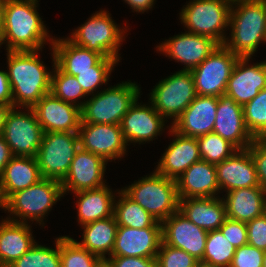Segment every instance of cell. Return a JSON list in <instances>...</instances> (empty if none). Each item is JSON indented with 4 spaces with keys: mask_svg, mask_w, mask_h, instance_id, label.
<instances>
[{
    "mask_svg": "<svg viewBox=\"0 0 266 267\" xmlns=\"http://www.w3.org/2000/svg\"><path fill=\"white\" fill-rule=\"evenodd\" d=\"M38 2L5 0L1 45L6 42L7 51H40L48 40L54 41L37 11Z\"/></svg>",
    "mask_w": 266,
    "mask_h": 267,
    "instance_id": "6da1fadb",
    "label": "cell"
},
{
    "mask_svg": "<svg viewBox=\"0 0 266 267\" xmlns=\"http://www.w3.org/2000/svg\"><path fill=\"white\" fill-rule=\"evenodd\" d=\"M38 50L7 51L8 78L13 106L32 108L50 92L51 73L38 56Z\"/></svg>",
    "mask_w": 266,
    "mask_h": 267,
    "instance_id": "7a4b0ae2",
    "label": "cell"
},
{
    "mask_svg": "<svg viewBox=\"0 0 266 267\" xmlns=\"http://www.w3.org/2000/svg\"><path fill=\"white\" fill-rule=\"evenodd\" d=\"M228 26L231 38L223 45L239 57H252L266 42V0L232 2Z\"/></svg>",
    "mask_w": 266,
    "mask_h": 267,
    "instance_id": "3957f363",
    "label": "cell"
},
{
    "mask_svg": "<svg viewBox=\"0 0 266 267\" xmlns=\"http://www.w3.org/2000/svg\"><path fill=\"white\" fill-rule=\"evenodd\" d=\"M63 196L60 181L43 178L38 183L11 194L4 201V211L10 213L6 219L22 223H27L29 219L43 226L44 217Z\"/></svg>",
    "mask_w": 266,
    "mask_h": 267,
    "instance_id": "277c9868",
    "label": "cell"
},
{
    "mask_svg": "<svg viewBox=\"0 0 266 267\" xmlns=\"http://www.w3.org/2000/svg\"><path fill=\"white\" fill-rule=\"evenodd\" d=\"M121 190L159 222L179 210L176 180L167 178L156 170L152 175H146Z\"/></svg>",
    "mask_w": 266,
    "mask_h": 267,
    "instance_id": "5b68a950",
    "label": "cell"
},
{
    "mask_svg": "<svg viewBox=\"0 0 266 267\" xmlns=\"http://www.w3.org/2000/svg\"><path fill=\"white\" fill-rule=\"evenodd\" d=\"M140 93V87L131 81L97 91L81 108V123L121 124Z\"/></svg>",
    "mask_w": 266,
    "mask_h": 267,
    "instance_id": "8992f818",
    "label": "cell"
},
{
    "mask_svg": "<svg viewBox=\"0 0 266 267\" xmlns=\"http://www.w3.org/2000/svg\"><path fill=\"white\" fill-rule=\"evenodd\" d=\"M105 10L97 11L80 27H77L68 38L77 46L96 51L106 58H114L118 62V51L122 45L127 29H121ZM126 31V32H125Z\"/></svg>",
    "mask_w": 266,
    "mask_h": 267,
    "instance_id": "52a82bcc",
    "label": "cell"
},
{
    "mask_svg": "<svg viewBox=\"0 0 266 267\" xmlns=\"http://www.w3.org/2000/svg\"><path fill=\"white\" fill-rule=\"evenodd\" d=\"M231 2L228 0H193L183 6L180 15L188 32L208 36L223 45L229 29Z\"/></svg>",
    "mask_w": 266,
    "mask_h": 267,
    "instance_id": "ba28073f",
    "label": "cell"
},
{
    "mask_svg": "<svg viewBox=\"0 0 266 267\" xmlns=\"http://www.w3.org/2000/svg\"><path fill=\"white\" fill-rule=\"evenodd\" d=\"M79 148L78 132H45L36 156L42 178L61 182Z\"/></svg>",
    "mask_w": 266,
    "mask_h": 267,
    "instance_id": "9c48e42d",
    "label": "cell"
},
{
    "mask_svg": "<svg viewBox=\"0 0 266 267\" xmlns=\"http://www.w3.org/2000/svg\"><path fill=\"white\" fill-rule=\"evenodd\" d=\"M196 96L192 73L180 70L159 81L149 100L161 116L174 123Z\"/></svg>",
    "mask_w": 266,
    "mask_h": 267,
    "instance_id": "30bf717a",
    "label": "cell"
},
{
    "mask_svg": "<svg viewBox=\"0 0 266 267\" xmlns=\"http://www.w3.org/2000/svg\"><path fill=\"white\" fill-rule=\"evenodd\" d=\"M238 59L239 56L224 45H218L201 64L190 71L197 95L219 97L225 94Z\"/></svg>",
    "mask_w": 266,
    "mask_h": 267,
    "instance_id": "8fae6325",
    "label": "cell"
},
{
    "mask_svg": "<svg viewBox=\"0 0 266 267\" xmlns=\"http://www.w3.org/2000/svg\"><path fill=\"white\" fill-rule=\"evenodd\" d=\"M24 109H26L24 112L17 107L11 109L2 136L10 147L13 156L36 157L44 131L33 108Z\"/></svg>",
    "mask_w": 266,
    "mask_h": 267,
    "instance_id": "7c38bea8",
    "label": "cell"
},
{
    "mask_svg": "<svg viewBox=\"0 0 266 267\" xmlns=\"http://www.w3.org/2000/svg\"><path fill=\"white\" fill-rule=\"evenodd\" d=\"M80 147L99 155L107 162L121 159L126 154L127 143L120 124L80 123Z\"/></svg>",
    "mask_w": 266,
    "mask_h": 267,
    "instance_id": "4fadbf2b",
    "label": "cell"
},
{
    "mask_svg": "<svg viewBox=\"0 0 266 267\" xmlns=\"http://www.w3.org/2000/svg\"><path fill=\"white\" fill-rule=\"evenodd\" d=\"M107 163L101 156L80 147L71 162L67 175L61 181L63 195L67 191L76 193L106 185L103 176Z\"/></svg>",
    "mask_w": 266,
    "mask_h": 267,
    "instance_id": "5bb4252c",
    "label": "cell"
},
{
    "mask_svg": "<svg viewBox=\"0 0 266 267\" xmlns=\"http://www.w3.org/2000/svg\"><path fill=\"white\" fill-rule=\"evenodd\" d=\"M219 44L208 36L186 31L166 39L156 47L169 58L184 63V71H191L201 64Z\"/></svg>",
    "mask_w": 266,
    "mask_h": 267,
    "instance_id": "9a60e30c",
    "label": "cell"
},
{
    "mask_svg": "<svg viewBox=\"0 0 266 267\" xmlns=\"http://www.w3.org/2000/svg\"><path fill=\"white\" fill-rule=\"evenodd\" d=\"M208 231L188 220L179 210L162 222L163 242L186 251L198 261L204 256Z\"/></svg>",
    "mask_w": 266,
    "mask_h": 267,
    "instance_id": "2e32d148",
    "label": "cell"
},
{
    "mask_svg": "<svg viewBox=\"0 0 266 267\" xmlns=\"http://www.w3.org/2000/svg\"><path fill=\"white\" fill-rule=\"evenodd\" d=\"M32 108L44 133L79 131L81 108L59 99L51 92L45 94Z\"/></svg>",
    "mask_w": 266,
    "mask_h": 267,
    "instance_id": "e0dca14e",
    "label": "cell"
},
{
    "mask_svg": "<svg viewBox=\"0 0 266 267\" xmlns=\"http://www.w3.org/2000/svg\"><path fill=\"white\" fill-rule=\"evenodd\" d=\"M138 99L130 106L120 124L127 145L156 139L155 137L164 131L167 120L159 114L150 101L151 105L146 106L147 104H139Z\"/></svg>",
    "mask_w": 266,
    "mask_h": 267,
    "instance_id": "ac0fdd59",
    "label": "cell"
},
{
    "mask_svg": "<svg viewBox=\"0 0 266 267\" xmlns=\"http://www.w3.org/2000/svg\"><path fill=\"white\" fill-rule=\"evenodd\" d=\"M251 57H239L227 82L225 94L244 106L266 88V61L249 65Z\"/></svg>",
    "mask_w": 266,
    "mask_h": 267,
    "instance_id": "d6986e66",
    "label": "cell"
},
{
    "mask_svg": "<svg viewBox=\"0 0 266 267\" xmlns=\"http://www.w3.org/2000/svg\"><path fill=\"white\" fill-rule=\"evenodd\" d=\"M213 132L237 149H247L254 141L244 123L243 106L226 94L218 97Z\"/></svg>",
    "mask_w": 266,
    "mask_h": 267,
    "instance_id": "ffe728a7",
    "label": "cell"
},
{
    "mask_svg": "<svg viewBox=\"0 0 266 267\" xmlns=\"http://www.w3.org/2000/svg\"><path fill=\"white\" fill-rule=\"evenodd\" d=\"M162 241V227L118 226L111 256L156 258Z\"/></svg>",
    "mask_w": 266,
    "mask_h": 267,
    "instance_id": "44dd1931",
    "label": "cell"
},
{
    "mask_svg": "<svg viewBox=\"0 0 266 267\" xmlns=\"http://www.w3.org/2000/svg\"><path fill=\"white\" fill-rule=\"evenodd\" d=\"M218 97L197 95L183 113L171 123L181 135L198 138L213 132Z\"/></svg>",
    "mask_w": 266,
    "mask_h": 267,
    "instance_id": "7402d4cb",
    "label": "cell"
},
{
    "mask_svg": "<svg viewBox=\"0 0 266 267\" xmlns=\"http://www.w3.org/2000/svg\"><path fill=\"white\" fill-rule=\"evenodd\" d=\"M172 137L175 136L162 154L157 168L159 174L177 180L192 164L201 160L197 138L179 134L171 127Z\"/></svg>",
    "mask_w": 266,
    "mask_h": 267,
    "instance_id": "603a6c76",
    "label": "cell"
},
{
    "mask_svg": "<svg viewBox=\"0 0 266 267\" xmlns=\"http://www.w3.org/2000/svg\"><path fill=\"white\" fill-rule=\"evenodd\" d=\"M220 191L260 187L255 164L249 149H238L229 158L216 164Z\"/></svg>",
    "mask_w": 266,
    "mask_h": 267,
    "instance_id": "cb8c5ba5",
    "label": "cell"
},
{
    "mask_svg": "<svg viewBox=\"0 0 266 267\" xmlns=\"http://www.w3.org/2000/svg\"><path fill=\"white\" fill-rule=\"evenodd\" d=\"M176 185L179 199L217 197L220 193L216 166L202 159L192 164Z\"/></svg>",
    "mask_w": 266,
    "mask_h": 267,
    "instance_id": "d4e9b609",
    "label": "cell"
},
{
    "mask_svg": "<svg viewBox=\"0 0 266 267\" xmlns=\"http://www.w3.org/2000/svg\"><path fill=\"white\" fill-rule=\"evenodd\" d=\"M179 211L206 231L219 229L227 218L226 206L220 196L179 199Z\"/></svg>",
    "mask_w": 266,
    "mask_h": 267,
    "instance_id": "484cf974",
    "label": "cell"
},
{
    "mask_svg": "<svg viewBox=\"0 0 266 267\" xmlns=\"http://www.w3.org/2000/svg\"><path fill=\"white\" fill-rule=\"evenodd\" d=\"M42 178L36 157L13 156L0 174V190L5 201L11 194L26 189Z\"/></svg>",
    "mask_w": 266,
    "mask_h": 267,
    "instance_id": "4316f807",
    "label": "cell"
},
{
    "mask_svg": "<svg viewBox=\"0 0 266 267\" xmlns=\"http://www.w3.org/2000/svg\"><path fill=\"white\" fill-rule=\"evenodd\" d=\"M27 223L2 219L0 222V267H9L35 245Z\"/></svg>",
    "mask_w": 266,
    "mask_h": 267,
    "instance_id": "83f0119b",
    "label": "cell"
},
{
    "mask_svg": "<svg viewBox=\"0 0 266 267\" xmlns=\"http://www.w3.org/2000/svg\"><path fill=\"white\" fill-rule=\"evenodd\" d=\"M226 194L223 200L229 219L248 222L265 212L266 192L261 187L240 188Z\"/></svg>",
    "mask_w": 266,
    "mask_h": 267,
    "instance_id": "f1b7e54d",
    "label": "cell"
},
{
    "mask_svg": "<svg viewBox=\"0 0 266 267\" xmlns=\"http://www.w3.org/2000/svg\"><path fill=\"white\" fill-rule=\"evenodd\" d=\"M74 194L78 198L76 205L81 226L114 216L115 193L107 185Z\"/></svg>",
    "mask_w": 266,
    "mask_h": 267,
    "instance_id": "f546056e",
    "label": "cell"
},
{
    "mask_svg": "<svg viewBox=\"0 0 266 267\" xmlns=\"http://www.w3.org/2000/svg\"><path fill=\"white\" fill-rule=\"evenodd\" d=\"M50 45L55 55V64L62 71L92 70L104 58L96 51L77 46L68 38H54Z\"/></svg>",
    "mask_w": 266,
    "mask_h": 267,
    "instance_id": "4dcf8cb0",
    "label": "cell"
},
{
    "mask_svg": "<svg viewBox=\"0 0 266 267\" xmlns=\"http://www.w3.org/2000/svg\"><path fill=\"white\" fill-rule=\"evenodd\" d=\"M81 227L83 239L77 243L102 260L106 259L105 254L110 257L118 228L115 216L93 221Z\"/></svg>",
    "mask_w": 266,
    "mask_h": 267,
    "instance_id": "1f68e13d",
    "label": "cell"
},
{
    "mask_svg": "<svg viewBox=\"0 0 266 267\" xmlns=\"http://www.w3.org/2000/svg\"><path fill=\"white\" fill-rule=\"evenodd\" d=\"M120 197L114 202V216L118 226H126L134 229L148 227H162V222L157 221L138 203L130 199L122 190H117ZM117 202V203H116Z\"/></svg>",
    "mask_w": 266,
    "mask_h": 267,
    "instance_id": "d6a6232c",
    "label": "cell"
},
{
    "mask_svg": "<svg viewBox=\"0 0 266 267\" xmlns=\"http://www.w3.org/2000/svg\"><path fill=\"white\" fill-rule=\"evenodd\" d=\"M52 51V61H53V69L51 73V84H50V92L58 97L59 99L72 103L80 108L84 106V101H77L80 98H84L87 95L82 90L80 83L77 81L75 76L69 75L63 72L56 64H55V55L52 47L50 48ZM78 102V103H77Z\"/></svg>",
    "mask_w": 266,
    "mask_h": 267,
    "instance_id": "836d02e7",
    "label": "cell"
},
{
    "mask_svg": "<svg viewBox=\"0 0 266 267\" xmlns=\"http://www.w3.org/2000/svg\"><path fill=\"white\" fill-rule=\"evenodd\" d=\"M235 251L236 247L219 229L208 231L204 256L200 262L216 267H230Z\"/></svg>",
    "mask_w": 266,
    "mask_h": 267,
    "instance_id": "e575fe53",
    "label": "cell"
},
{
    "mask_svg": "<svg viewBox=\"0 0 266 267\" xmlns=\"http://www.w3.org/2000/svg\"><path fill=\"white\" fill-rule=\"evenodd\" d=\"M118 61L114 58L104 57L92 70L85 71H63L75 76L84 93L88 96L96 94L100 85L107 84L111 72ZM95 91V92H94Z\"/></svg>",
    "mask_w": 266,
    "mask_h": 267,
    "instance_id": "d590c367",
    "label": "cell"
},
{
    "mask_svg": "<svg viewBox=\"0 0 266 267\" xmlns=\"http://www.w3.org/2000/svg\"><path fill=\"white\" fill-rule=\"evenodd\" d=\"M244 123L254 139L266 137V88L243 106Z\"/></svg>",
    "mask_w": 266,
    "mask_h": 267,
    "instance_id": "8d00e7d4",
    "label": "cell"
},
{
    "mask_svg": "<svg viewBox=\"0 0 266 267\" xmlns=\"http://www.w3.org/2000/svg\"><path fill=\"white\" fill-rule=\"evenodd\" d=\"M55 248L35 245L9 267H61L60 237L55 240Z\"/></svg>",
    "mask_w": 266,
    "mask_h": 267,
    "instance_id": "74e56055",
    "label": "cell"
},
{
    "mask_svg": "<svg viewBox=\"0 0 266 267\" xmlns=\"http://www.w3.org/2000/svg\"><path fill=\"white\" fill-rule=\"evenodd\" d=\"M60 260L61 267H97L102 261L69 236L60 237Z\"/></svg>",
    "mask_w": 266,
    "mask_h": 267,
    "instance_id": "f35d334b",
    "label": "cell"
},
{
    "mask_svg": "<svg viewBox=\"0 0 266 267\" xmlns=\"http://www.w3.org/2000/svg\"><path fill=\"white\" fill-rule=\"evenodd\" d=\"M202 160L211 164H219L229 158L238 149L220 135L210 132L197 138Z\"/></svg>",
    "mask_w": 266,
    "mask_h": 267,
    "instance_id": "ab89813d",
    "label": "cell"
},
{
    "mask_svg": "<svg viewBox=\"0 0 266 267\" xmlns=\"http://www.w3.org/2000/svg\"><path fill=\"white\" fill-rule=\"evenodd\" d=\"M156 262L157 267H195L199 261L186 251L171 247L162 241Z\"/></svg>",
    "mask_w": 266,
    "mask_h": 267,
    "instance_id": "60d3db41",
    "label": "cell"
},
{
    "mask_svg": "<svg viewBox=\"0 0 266 267\" xmlns=\"http://www.w3.org/2000/svg\"><path fill=\"white\" fill-rule=\"evenodd\" d=\"M265 251L249 244L236 248L230 267H263Z\"/></svg>",
    "mask_w": 266,
    "mask_h": 267,
    "instance_id": "b9f144b4",
    "label": "cell"
},
{
    "mask_svg": "<svg viewBox=\"0 0 266 267\" xmlns=\"http://www.w3.org/2000/svg\"><path fill=\"white\" fill-rule=\"evenodd\" d=\"M248 149L255 164L259 185L266 192V140L254 139Z\"/></svg>",
    "mask_w": 266,
    "mask_h": 267,
    "instance_id": "7bdbcfd3",
    "label": "cell"
},
{
    "mask_svg": "<svg viewBox=\"0 0 266 267\" xmlns=\"http://www.w3.org/2000/svg\"><path fill=\"white\" fill-rule=\"evenodd\" d=\"M219 230L236 248L248 244L246 222L226 218Z\"/></svg>",
    "mask_w": 266,
    "mask_h": 267,
    "instance_id": "ee69618b",
    "label": "cell"
},
{
    "mask_svg": "<svg viewBox=\"0 0 266 267\" xmlns=\"http://www.w3.org/2000/svg\"><path fill=\"white\" fill-rule=\"evenodd\" d=\"M248 244L257 249L266 251V215L246 222Z\"/></svg>",
    "mask_w": 266,
    "mask_h": 267,
    "instance_id": "f6af8a7d",
    "label": "cell"
},
{
    "mask_svg": "<svg viewBox=\"0 0 266 267\" xmlns=\"http://www.w3.org/2000/svg\"><path fill=\"white\" fill-rule=\"evenodd\" d=\"M105 260L111 267H157L156 258L110 256Z\"/></svg>",
    "mask_w": 266,
    "mask_h": 267,
    "instance_id": "bcb514c9",
    "label": "cell"
},
{
    "mask_svg": "<svg viewBox=\"0 0 266 267\" xmlns=\"http://www.w3.org/2000/svg\"><path fill=\"white\" fill-rule=\"evenodd\" d=\"M0 104L13 105L8 73L0 70Z\"/></svg>",
    "mask_w": 266,
    "mask_h": 267,
    "instance_id": "7dc6e473",
    "label": "cell"
},
{
    "mask_svg": "<svg viewBox=\"0 0 266 267\" xmlns=\"http://www.w3.org/2000/svg\"><path fill=\"white\" fill-rule=\"evenodd\" d=\"M13 154L10 150V147L5 142L3 136H0V174L3 172L5 166L12 159Z\"/></svg>",
    "mask_w": 266,
    "mask_h": 267,
    "instance_id": "c3c4849f",
    "label": "cell"
},
{
    "mask_svg": "<svg viewBox=\"0 0 266 267\" xmlns=\"http://www.w3.org/2000/svg\"><path fill=\"white\" fill-rule=\"evenodd\" d=\"M130 8L138 13H144L146 10L154 7L155 0H124Z\"/></svg>",
    "mask_w": 266,
    "mask_h": 267,
    "instance_id": "681fc988",
    "label": "cell"
},
{
    "mask_svg": "<svg viewBox=\"0 0 266 267\" xmlns=\"http://www.w3.org/2000/svg\"><path fill=\"white\" fill-rule=\"evenodd\" d=\"M13 107V105L0 104V136H2L7 116Z\"/></svg>",
    "mask_w": 266,
    "mask_h": 267,
    "instance_id": "f907efd6",
    "label": "cell"
},
{
    "mask_svg": "<svg viewBox=\"0 0 266 267\" xmlns=\"http://www.w3.org/2000/svg\"><path fill=\"white\" fill-rule=\"evenodd\" d=\"M4 3L5 0H0V47H1L2 31H3Z\"/></svg>",
    "mask_w": 266,
    "mask_h": 267,
    "instance_id": "816d5d0a",
    "label": "cell"
},
{
    "mask_svg": "<svg viewBox=\"0 0 266 267\" xmlns=\"http://www.w3.org/2000/svg\"><path fill=\"white\" fill-rule=\"evenodd\" d=\"M97 267H111L106 260H102Z\"/></svg>",
    "mask_w": 266,
    "mask_h": 267,
    "instance_id": "f5cc1de1",
    "label": "cell"
},
{
    "mask_svg": "<svg viewBox=\"0 0 266 267\" xmlns=\"http://www.w3.org/2000/svg\"><path fill=\"white\" fill-rule=\"evenodd\" d=\"M195 267H216V266L208 265V264H206V263H203V262H200V261H199V262L196 264Z\"/></svg>",
    "mask_w": 266,
    "mask_h": 267,
    "instance_id": "db71d44e",
    "label": "cell"
},
{
    "mask_svg": "<svg viewBox=\"0 0 266 267\" xmlns=\"http://www.w3.org/2000/svg\"><path fill=\"white\" fill-rule=\"evenodd\" d=\"M0 207L2 209H4V200H3L2 195H1V190H0Z\"/></svg>",
    "mask_w": 266,
    "mask_h": 267,
    "instance_id": "11a10c76",
    "label": "cell"
},
{
    "mask_svg": "<svg viewBox=\"0 0 266 267\" xmlns=\"http://www.w3.org/2000/svg\"><path fill=\"white\" fill-rule=\"evenodd\" d=\"M263 267H266V251L263 256Z\"/></svg>",
    "mask_w": 266,
    "mask_h": 267,
    "instance_id": "9f6ffc18",
    "label": "cell"
},
{
    "mask_svg": "<svg viewBox=\"0 0 266 267\" xmlns=\"http://www.w3.org/2000/svg\"><path fill=\"white\" fill-rule=\"evenodd\" d=\"M228 1L232 3V2L241 1V0H228Z\"/></svg>",
    "mask_w": 266,
    "mask_h": 267,
    "instance_id": "6f0895ef",
    "label": "cell"
}]
</instances>
